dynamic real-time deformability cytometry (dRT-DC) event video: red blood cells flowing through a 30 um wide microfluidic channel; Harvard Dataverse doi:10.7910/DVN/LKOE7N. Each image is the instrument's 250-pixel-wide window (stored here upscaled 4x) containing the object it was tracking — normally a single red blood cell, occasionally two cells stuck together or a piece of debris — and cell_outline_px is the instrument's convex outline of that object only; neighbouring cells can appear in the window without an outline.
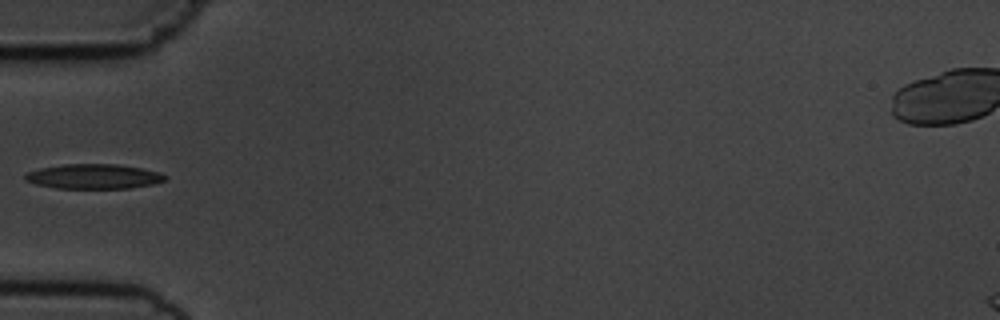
{"species": "common noctule bat (a hibernating species)", "species_latin": "Nyctalus noctula", "temperature_condition": "cold", "stored_images_in_passage": 6, "camera_frame_rate_fps": 3000, "um_per_image_px": 0.085, "animal": {"sex": "male", "body_mass_g": 19.5, "forearm_length_mm": 54.6}, "frame": {"image": 1, "passage_image": 6, "time_ms": 5.667, "image_size_px": [1000, 320], "cell_outline_px": [[168, 176], [164, 180], [152, 184], [132, 188], [56, 188], [36, 184], [24, 180], [24, 176], [28, 172], [40, 168], [64, 164], [116, 164], [140, 168], [160, 172]], "centroid_in_image_um": [7.96, 15.0], "position_along_channel_um": 77.0, "area_um2": 20.11}}